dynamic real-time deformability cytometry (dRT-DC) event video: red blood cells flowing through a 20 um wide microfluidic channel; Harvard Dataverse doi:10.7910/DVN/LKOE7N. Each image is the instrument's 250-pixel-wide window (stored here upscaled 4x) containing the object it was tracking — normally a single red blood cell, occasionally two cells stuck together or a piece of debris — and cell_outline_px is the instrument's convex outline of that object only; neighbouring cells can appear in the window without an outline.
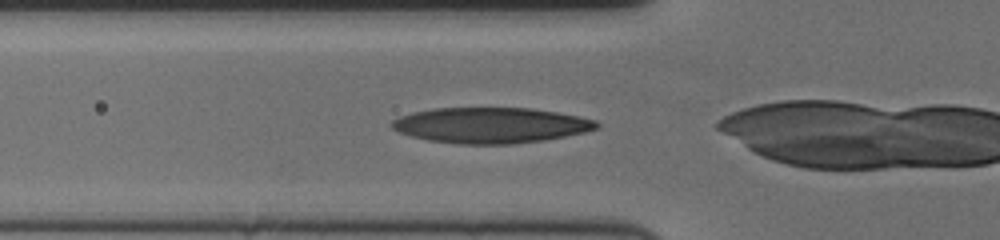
{"species": "human", "species_latin": "Homo sapiens", "temperature_condition": "cold", "stored_images_in_passage": 29, "camera_frame_rate_fps": 3000, "um_per_image_px": 0.085, "donor": {"sex": "female"}, "frame": {"image": 1, "passage_image": 2, "time_ms": 0.333, "image_size_px": [1000, 240], "cell_outline_px": [[600, 128], [584, 132], [544, 140], [512, 144], [456, 144], [428, 140], [412, 136], [400, 132], [392, 128], [388, 124], [392, 120], [400, 116], [412, 112], [432, 108], [532, 108], [580, 116], [596, 120], [600, 124]], "centroid_in_image_um": [41.7, 10.64], "position_along_channel_um": 84.1, "area_um2": 42.71}}
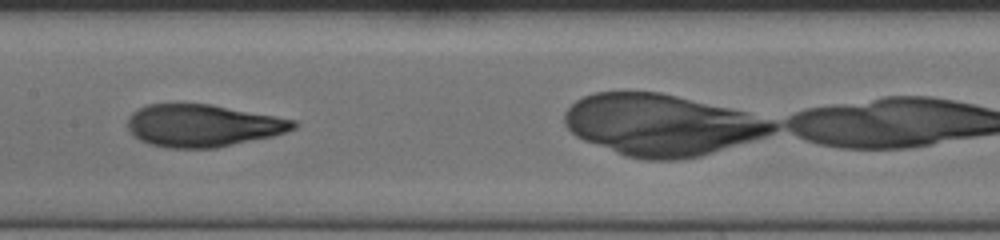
{"frame": {"image": 2, "passage_image": 11, "time_ms": 3.333, "image_size_px": [1000, 240], "cell_outline_px": [[296, 128], [272, 136], [216, 148], [168, 148], [148, 144], [132, 136], [128, 128], [128, 116], [132, 112], [148, 104], [212, 104], [296, 120]], "centroid_in_image_um": [17.2, 10.68], "position_along_channel_um": 190.2, "area_um2": 40.92}}
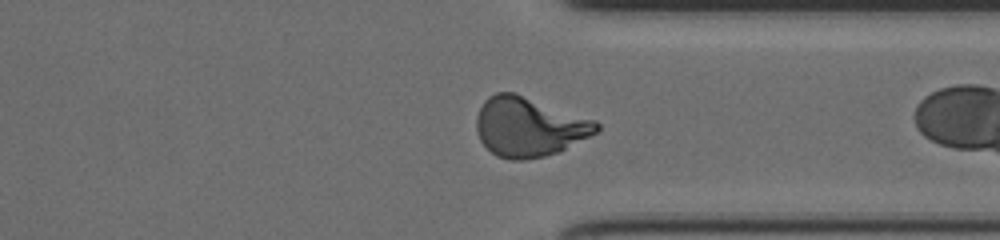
{"frame": {"image": 3, "passage_image": 26, "time_ms": 8.333, "image_size_px": [1000, 240], "cell_outline_px": [[600, 128], [596, 132], [556, 152], [544, 156], [524, 160], [508, 160], [496, 156], [480, 140], [476, 128], [476, 116], [484, 100], [488, 96], [496, 92], [512, 92], [596, 120], [600, 124]], "centroid_in_image_um": [44.92, 10.78], "position_along_channel_um": 366.5, "area_um2": 41.15}}